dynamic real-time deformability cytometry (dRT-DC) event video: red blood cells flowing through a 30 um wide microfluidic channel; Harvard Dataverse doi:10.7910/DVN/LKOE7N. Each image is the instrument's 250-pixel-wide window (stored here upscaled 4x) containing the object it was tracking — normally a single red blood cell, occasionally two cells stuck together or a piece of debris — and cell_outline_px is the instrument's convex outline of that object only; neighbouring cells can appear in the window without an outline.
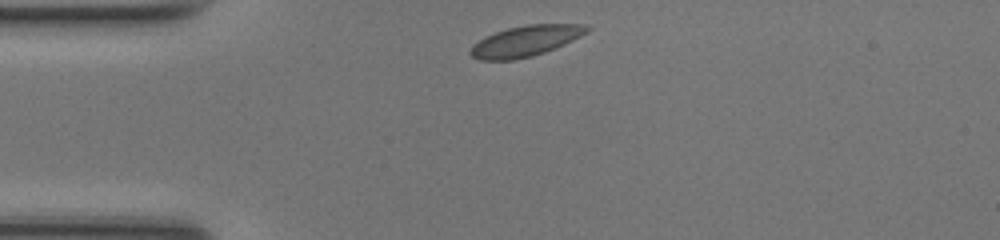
{"species": "common noctule bat (a hibernating species)", "species_latin": "Nyctalus noctula", "temperature_condition": "room temperature", "stored_images_in_passage": 32, "camera_frame_rate_fps": 3000, "um_per_image_px": 0.085, "animal": {"sex": "female", "body_mass_g": 17.0, "forearm_length_mm": 48.0}, "frame": {"image": 1, "passage_image": 1, "time_ms": 0.0, "image_size_px": [1000, 240], "cell_outline_px": [[592, 28], [588, 32], [564, 44], [544, 52], [532, 56], [512, 60], [480, 60], [472, 56], [468, 52], [472, 44], [484, 36], [508, 28], [528, 24], [584, 24]], "centroid_in_image_um": [44.64, 3.48], "position_along_channel_um": 40.4, "area_um2": 20.87}}
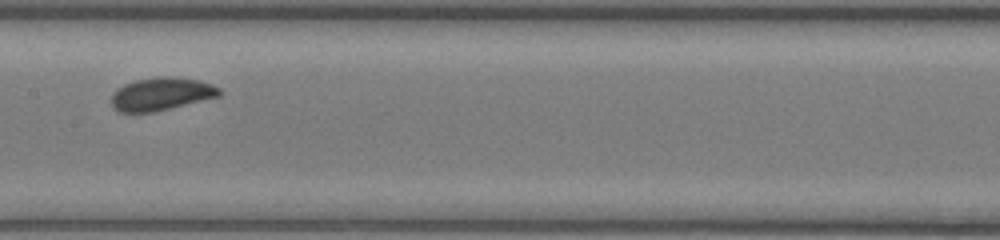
{"frame": {"image": 2, "passage_image": 14, "time_ms": 4.333, "image_size_px": [1000, 240], "cell_outline_px": [[224, 92], [220, 96], [152, 112], [120, 112], [112, 104], [112, 92], [124, 84], [136, 80], [168, 76], [196, 80], [212, 84], [220, 88]], "centroid_in_image_um": [13.73, 7.98], "position_along_channel_um": 193.7, "area_um2": 20.35}}
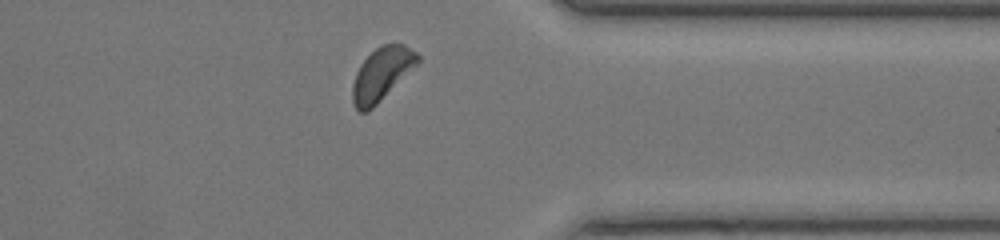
{"frame": {"image": 3, "passage_image": 28, "time_ms": 9.0, "image_size_px": [1000, 240], "cell_outline_px": [[420, 60], [368, 112], [360, 112], [352, 104], [352, 84], [356, 72], [360, 64], [380, 44], [404, 44], [416, 52], [420, 56]], "centroid_in_image_um": [32.4, 6.29], "position_along_channel_um": 379.0, "area_um2": 19.65}, "authors_computed_cell_mechanics": {"area_um2": 20.23, "velocity_mm_per_s": 4.1715, "shape_relaxation_time_tau1_ms": 2.6144, "shape_relaxation_time_tau2_ms": null, "deformation_change_tau1": 0.0769, "deformation_change_tau2": null}}